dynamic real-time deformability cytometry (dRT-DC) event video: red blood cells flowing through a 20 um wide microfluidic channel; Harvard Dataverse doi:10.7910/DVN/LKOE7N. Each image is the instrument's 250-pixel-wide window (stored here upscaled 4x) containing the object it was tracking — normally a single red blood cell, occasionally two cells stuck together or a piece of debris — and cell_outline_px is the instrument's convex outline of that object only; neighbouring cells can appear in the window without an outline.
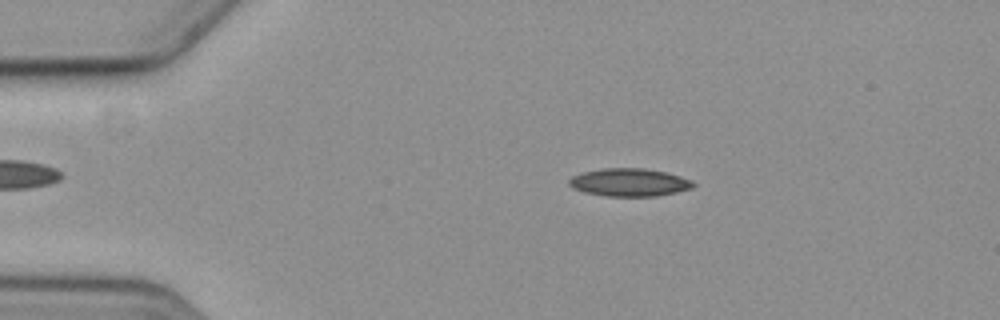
{"species": "common noctule bat (a hibernating species)", "species_latin": "Nyctalus noctula", "temperature_condition": "cold", "stored_images_in_passage": 4, "camera_frame_rate_fps": 3000, "um_per_image_px": 0.085, "animal": {"sex": "female", "body_mass_g": 19.3, "forearm_length_mm": 54.1}, "frame": {"image": 1, "passage_image": 3, "time_ms": 2.667, "image_size_px": [1000, 320], "cell_outline_px": [[696, 184], [692, 188], [676, 192], [656, 196], [604, 196], [584, 192], [572, 188], [568, 184], [568, 180], [572, 176], [580, 172], [600, 168], [644, 168], [664, 172], [680, 176], [692, 180]], "centroid_in_image_um": [53.45, 15.5], "position_along_channel_um": 31.5, "area_um2": 20.35}}